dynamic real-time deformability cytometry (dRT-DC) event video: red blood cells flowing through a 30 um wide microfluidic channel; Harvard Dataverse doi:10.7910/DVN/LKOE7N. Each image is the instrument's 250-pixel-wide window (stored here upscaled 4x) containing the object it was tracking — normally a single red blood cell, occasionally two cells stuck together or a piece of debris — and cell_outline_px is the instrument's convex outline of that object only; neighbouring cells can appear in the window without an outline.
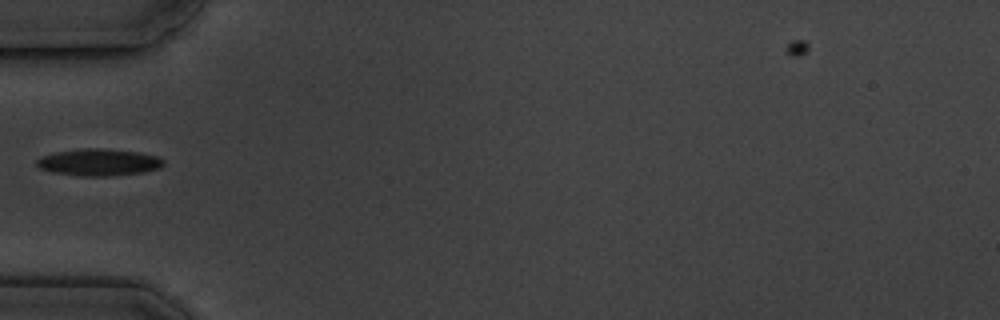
{"species": "common noctule bat (a hibernating species)", "species_latin": "Nyctalus noctula", "temperature_condition": "cold", "stored_images_in_passage": 6, "camera_frame_rate_fps": 3000, "um_per_image_px": 0.085, "animal": {"sex": "male", "body_mass_g": 19.5, "forearm_length_mm": 54.6}, "frame": {"image": 1, "passage_image": 6, "time_ms": 5.333, "image_size_px": [1000, 320], "cell_outline_px": [[164, 164], [160, 168], [144, 172], [108, 176], [80, 176], [52, 172], [40, 168], [36, 164], [36, 160], [44, 156], [56, 152], [84, 148], [100, 148], [140, 152], [160, 156], [164, 160]], "centroid_in_image_um": [8.45, 13.79], "position_along_channel_um": 76.5, "area_um2": 19.94}}